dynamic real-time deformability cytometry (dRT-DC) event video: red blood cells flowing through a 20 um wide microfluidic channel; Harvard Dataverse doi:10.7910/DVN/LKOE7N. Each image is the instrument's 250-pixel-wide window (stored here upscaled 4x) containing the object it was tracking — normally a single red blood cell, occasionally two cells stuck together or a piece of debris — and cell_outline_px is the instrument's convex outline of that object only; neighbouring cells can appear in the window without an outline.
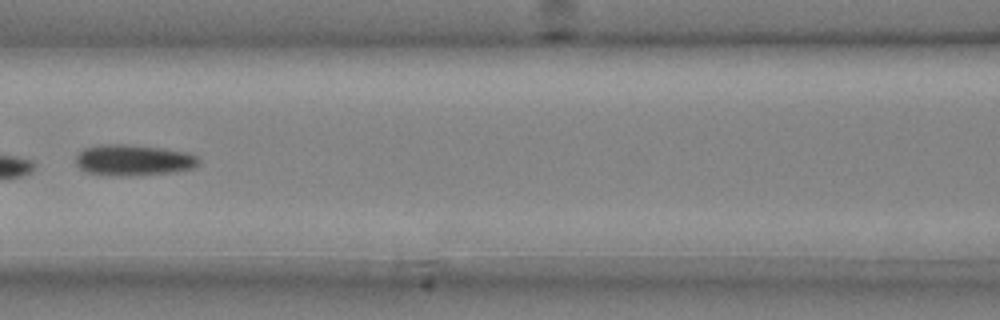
{"species": "common noctule bat (a hibernating species)", "species_latin": "Nyctalus noctula", "temperature_condition": "cold", "stored_images_in_passage": 6, "camera_frame_rate_fps": 3000, "um_per_image_px": 0.085, "animal": {"sex": "male", "body_mass_g": 20.4}, "frame": {"image": 1, "passage_image": 6, "time_ms": 1.667, "image_size_px": [1000, 320], "cell_outline_px": [[200, 164], [196, 168], [176, 172], [128, 176], [112, 176], [84, 172], [76, 164], [76, 156], [84, 148], [100, 144], [124, 144], [164, 148], [188, 152], [196, 156], [200, 160]], "centroid_in_image_um": [11.37, 13.62], "position_along_channel_um": 155.2, "area_um2": 22.66}}